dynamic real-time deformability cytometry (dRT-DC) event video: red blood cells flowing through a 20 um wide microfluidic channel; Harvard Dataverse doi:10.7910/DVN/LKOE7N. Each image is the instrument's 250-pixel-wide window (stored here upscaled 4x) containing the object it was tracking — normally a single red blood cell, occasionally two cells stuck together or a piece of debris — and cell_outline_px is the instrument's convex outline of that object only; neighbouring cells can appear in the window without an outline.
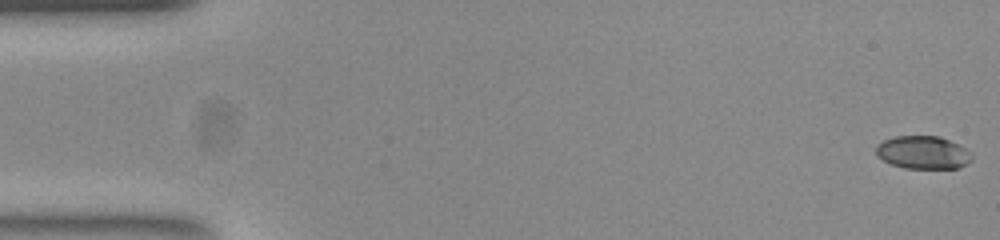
{"species": "common noctule bat (a hibernating species)", "species_latin": "Nyctalus noctula", "temperature_condition": "room temperature", "stored_images_in_passage": 53, "camera_frame_rate_fps": 3000, "um_per_image_px": 0.085, "animal": {"sex": "female", "body_mass_g": 23.0, "forearm_length_mm": 53.4}, "frame": {"image": 1, "passage_image": 1, "time_ms": 0.0, "image_size_px": [1000, 240], "cell_outline_px": [[972, 160], [956, 168], [904, 168], [892, 164], [876, 156], [876, 144], [884, 140], [896, 136], [940, 136], [972, 152]], "centroid_in_image_um": [78.43, 12.95], "position_along_channel_um": 6.6, "area_um2": 18.26}}
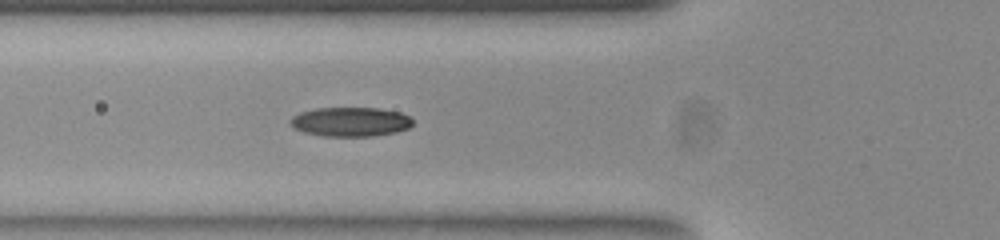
{"frame": {"image": 2, "passage_image": 19, "time_ms": 6.0, "image_size_px": [1000, 240], "cell_outline_px": [[412, 124], [408, 128], [396, 132], [372, 136], [324, 136], [304, 132], [296, 128], [288, 120], [292, 116], [300, 112], [316, 108], [380, 108], [400, 112], [408, 116], [412, 120]], "centroid_in_image_um": [29.79, 10.34], "position_along_channel_um": 96.0, "area_um2": 20.81}}
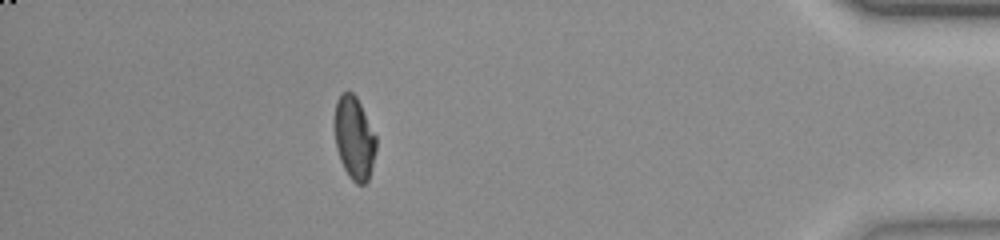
{"frame": {"image": 3, "passage_image": 47, "time_ms": 15.333, "image_size_px": [1000, 240], "cell_outline_px": [[376, 148], [368, 180], [364, 184], [356, 184], [348, 176], [340, 160], [336, 148], [332, 120], [336, 100], [340, 92], [352, 92], [356, 96], [376, 136]], "centroid_in_image_um": [30.06, 11.7], "position_along_channel_um": 405.1, "area_um2": 20.4}, "authors_computed_cell_mechanics": {"area_um2": 20.2878, "velocity_mm_per_s": 3.8733, "shape_relaxation_time_tau1_ms": 5.3498, "shape_relaxation_time_tau2_ms": 2.8778, "deformation_change_tau1": 0.1707, "deformation_change_tau2": 0.0676}}